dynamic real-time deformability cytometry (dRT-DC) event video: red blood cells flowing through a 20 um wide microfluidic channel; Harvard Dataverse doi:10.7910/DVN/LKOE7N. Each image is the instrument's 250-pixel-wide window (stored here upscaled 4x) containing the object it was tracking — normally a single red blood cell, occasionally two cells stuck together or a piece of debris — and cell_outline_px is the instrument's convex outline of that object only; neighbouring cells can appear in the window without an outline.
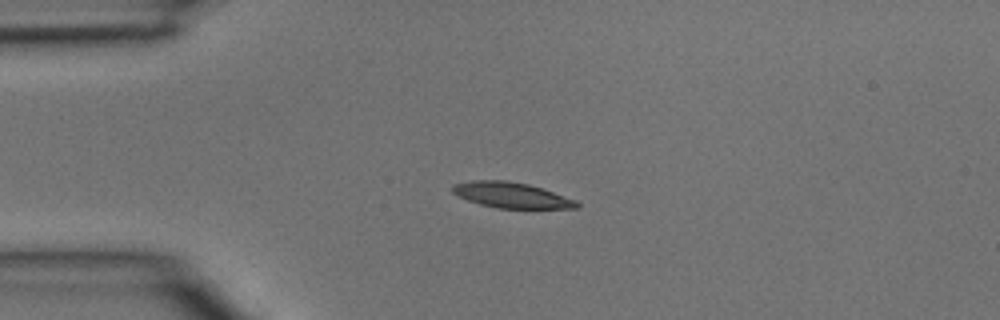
{"species": "common noctule bat (a hibernating species)", "species_latin": "Nyctalus noctula", "temperature_condition": "room temperature", "stored_images_in_passage": 3, "camera_frame_rate_fps": 3000, "um_per_image_px": 0.085, "animal": {"sex": "male", "body_mass_g": 15.6}, "frame": {"image": 1, "passage_image": 2, "time_ms": 0.333, "image_size_px": [1000, 320], "cell_outline_px": [[580, 208], [496, 208], [480, 204], [468, 200], [452, 192], [452, 184], [472, 180], [508, 180], [528, 184], [576, 200], [580, 204]], "centroid_in_image_um": [43.45, 16.58], "position_along_channel_um": 41.5, "area_um2": 18.38}}